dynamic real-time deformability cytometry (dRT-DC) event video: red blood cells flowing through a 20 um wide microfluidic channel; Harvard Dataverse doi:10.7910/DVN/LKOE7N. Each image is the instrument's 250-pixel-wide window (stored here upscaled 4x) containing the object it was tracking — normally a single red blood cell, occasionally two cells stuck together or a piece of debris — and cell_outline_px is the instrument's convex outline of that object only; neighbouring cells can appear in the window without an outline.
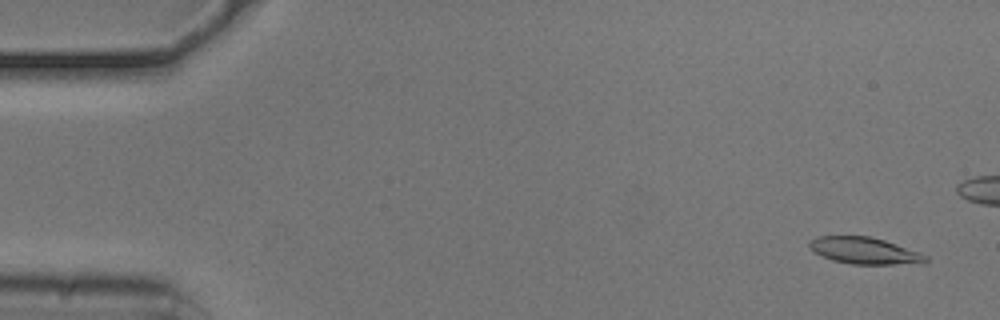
{"species": "common noctule bat (a hibernating species)", "species_latin": "Nyctalus noctula", "temperature_condition": "cold", "stored_images_in_passage": 47, "camera_frame_rate_fps": 3000, "um_per_image_px": 0.085, "animal": {"sex": "male", "body_mass_g": 20.5, "forearm_length_mm": 52.5}, "frame": {"image": 1, "passage_image": 3, "time_ms": 0.667, "image_size_px": [1000, 320], "cell_outline_px": [[928, 260], [924, 264], [852, 264], [832, 260], [816, 252], [808, 244], [816, 236], [872, 236], [920, 252], [928, 256]], "centroid_in_image_um": [73.56, 21.31], "position_along_channel_um": 11.4, "area_um2": 18.03}}
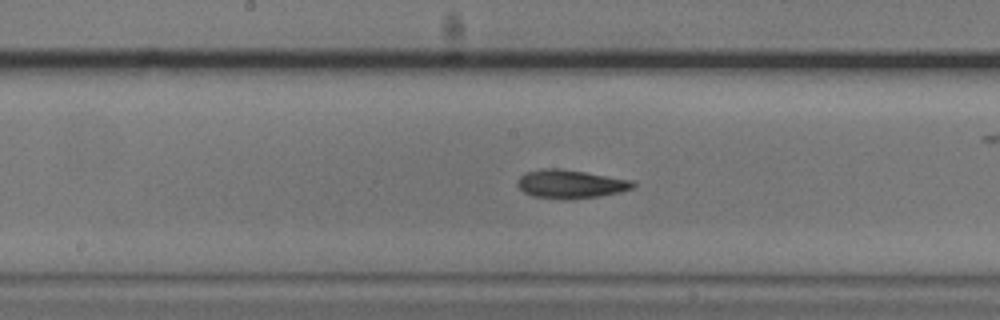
{"frame": {"image": 2, "passage_image": 28, "time_ms": 9.0, "image_size_px": [1000, 320], "cell_outline_px": [[636, 184], [632, 188], [620, 192], [600, 196], [572, 200], [564, 200], [532, 196], [524, 192], [516, 184], [520, 176], [524, 172], [544, 168], [560, 168], [632, 180]], "centroid_in_image_um": [48.46, 15.65], "position_along_channel_um": 199.7, "area_um2": 19.36}}
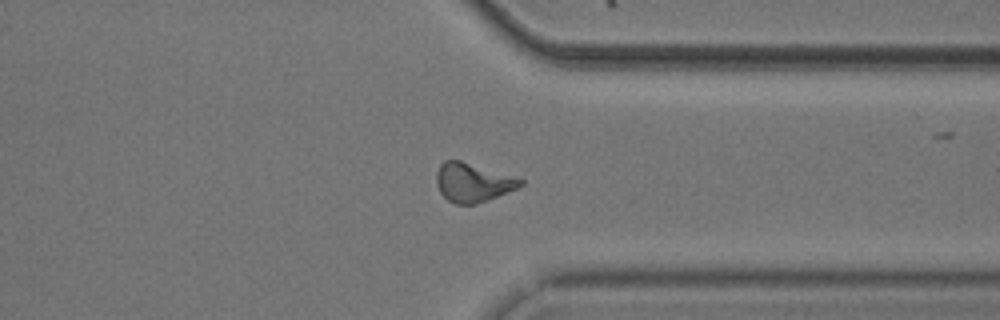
{"frame": {"image": 3, "passage_image": 42, "time_ms": 13.667, "image_size_px": [1000, 320], "cell_outline_px": [[524, 184], [516, 188], [488, 200], [476, 204], [456, 204], [448, 200], [440, 192], [436, 184], [436, 172], [440, 164], [444, 160], [460, 160], [524, 180]], "centroid_in_image_um": [40.14, 15.51], "position_along_channel_um": 371.3, "area_um2": 18.79}}